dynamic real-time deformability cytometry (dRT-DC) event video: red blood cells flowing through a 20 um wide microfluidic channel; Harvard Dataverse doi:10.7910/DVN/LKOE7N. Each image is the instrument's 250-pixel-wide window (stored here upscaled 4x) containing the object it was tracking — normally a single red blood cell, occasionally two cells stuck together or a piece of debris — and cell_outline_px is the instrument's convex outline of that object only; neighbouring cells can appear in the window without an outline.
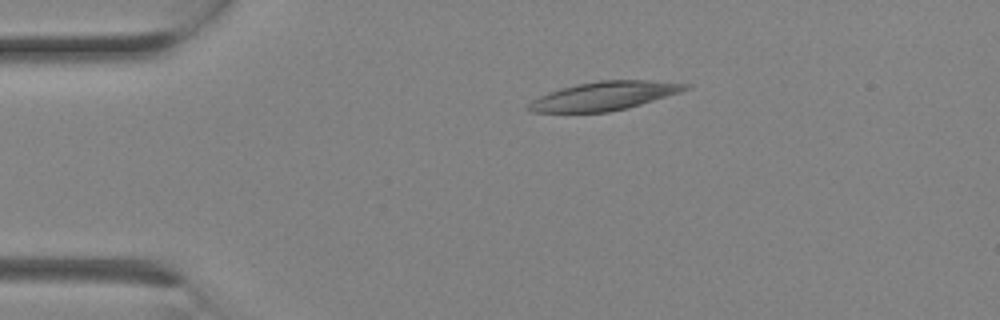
{"species": "Egyptian fruit bat (a non-hibernating species)", "species_latin": "Rousettus aegyptiacus", "temperature_condition": "room temperature", "stored_images_in_passage": 2, "camera_frame_rate_fps": 3000, "um_per_image_px": 0.085, "animal": {"sex": "female"}, "frame": {"image": 1, "passage_image": 2, "time_ms": 0.333, "image_size_px": [1000, 320], "cell_outline_px": [[692, 88], [680, 92], [628, 108], [608, 112], [528, 112], [524, 108], [532, 100], [548, 92], [560, 88], [576, 84], [600, 80], [644, 80], [692, 84]], "centroid_in_image_um": [51.33, 8.15], "position_along_channel_um": 33.7, "area_um2": 26.24}}